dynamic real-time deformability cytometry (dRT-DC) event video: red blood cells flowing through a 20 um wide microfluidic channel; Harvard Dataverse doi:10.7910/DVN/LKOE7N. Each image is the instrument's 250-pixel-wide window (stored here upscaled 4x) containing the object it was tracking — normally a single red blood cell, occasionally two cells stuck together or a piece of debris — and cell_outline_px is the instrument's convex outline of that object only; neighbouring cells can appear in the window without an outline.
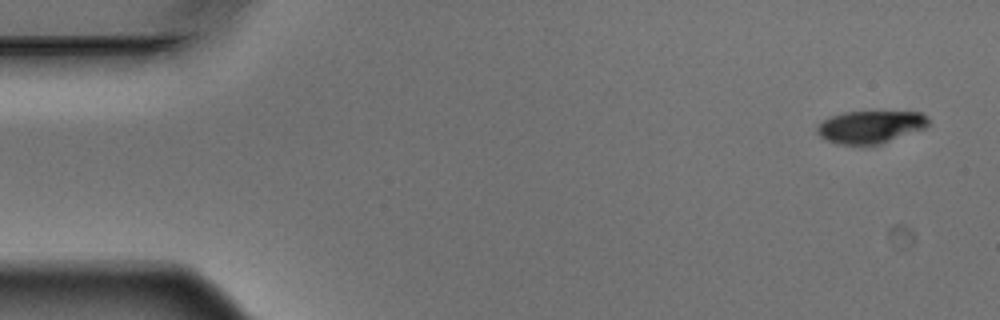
{"species": "Egyptian fruit bat (a non-hibernating species)", "species_latin": "Rousettus aegyptiacus", "temperature_condition": "warm", "stored_images_in_passage": 4, "camera_frame_rate_fps": 3000, "um_per_image_px": 0.085, "animal": {"sex": "male"}, "frame": {"image": 1, "passage_image": 1, "time_ms": 0.0, "image_size_px": [1000, 320], "cell_outline_px": [[928, 124], [924, 128], [880, 144], [860, 148], [836, 144], [820, 136], [816, 132], [816, 128], [824, 120], [832, 116], [844, 112], [920, 112], [928, 116]], "centroid_in_image_um": [73.95, 10.83], "position_along_channel_um": 11.0, "area_um2": 21.39}}
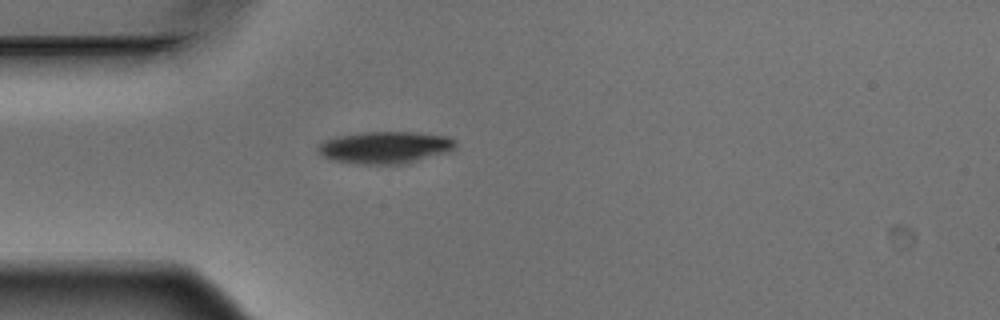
{"frame": {"image": 2, "passage_image": 4, "time_ms": 1.0, "image_size_px": [1000, 320], "cell_outline_px": [[456, 148], [444, 152], [404, 164], [352, 164], [332, 160], [316, 152], [316, 144], [324, 140], [336, 136], [364, 132], [416, 132], [448, 136], [456, 140]], "centroid_in_image_um": [32.66, 12.53], "position_along_channel_um": 52.3, "area_um2": 25.89}}